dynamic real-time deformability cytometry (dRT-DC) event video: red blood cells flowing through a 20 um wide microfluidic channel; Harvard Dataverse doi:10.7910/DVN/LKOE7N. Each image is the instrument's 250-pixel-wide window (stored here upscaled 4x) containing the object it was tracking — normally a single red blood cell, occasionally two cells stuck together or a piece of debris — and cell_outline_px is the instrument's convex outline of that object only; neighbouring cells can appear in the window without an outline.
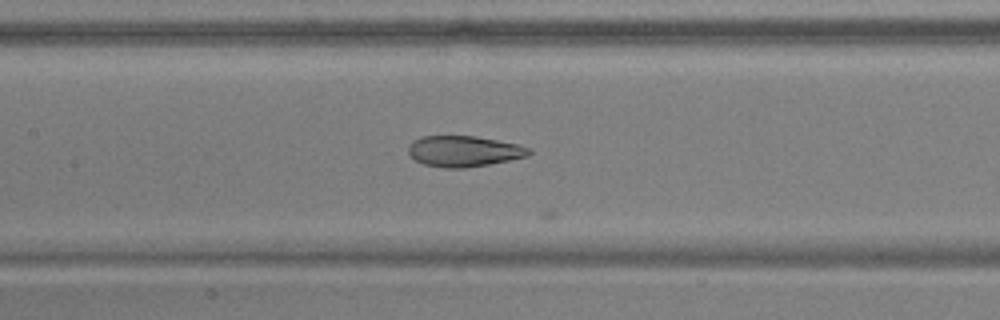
{"species": "common noctule bat (a hibernating species)", "species_latin": "Nyctalus noctula", "temperature_condition": "warm", "stored_images_in_passage": 13, "camera_frame_rate_fps": 3000, "um_per_image_px": 0.085, "animal": {"sex": "male", "body_mass_g": 17.9, "forearm_length_mm": 54.2}, "frame": {"image": 1, "passage_image": 9, "time_ms": 2.667, "image_size_px": [1000, 320], "cell_outline_px": [[532, 152], [528, 156], [488, 164], [464, 168], [444, 168], [424, 164], [416, 160], [408, 152], [408, 144], [412, 140], [420, 136], [476, 136], [516, 144], [528, 148]], "centroid_in_image_um": [39.38, 12.85], "position_along_channel_um": 168.0, "area_um2": 21.56}}
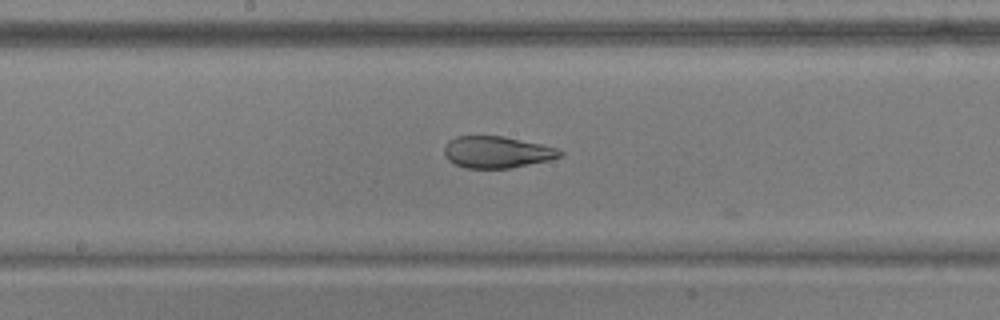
{"frame": {"image": 2, "passage_image": 12, "time_ms": 3.667, "image_size_px": [1000, 320], "cell_outline_px": [[564, 152], [560, 156], [548, 160], [512, 168], [464, 168], [448, 160], [444, 152], [444, 148], [448, 140], [456, 136], [504, 136], [540, 144], [556, 148]], "centroid_in_image_um": [42.2, 12.93], "position_along_channel_um": 206.0, "area_um2": 21.27}}